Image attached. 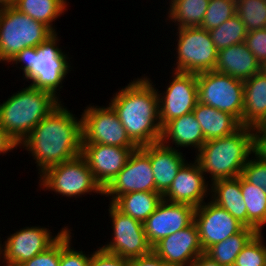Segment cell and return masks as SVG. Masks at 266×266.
<instances>
[{
    "label": "cell",
    "mask_w": 266,
    "mask_h": 266,
    "mask_svg": "<svg viewBox=\"0 0 266 266\" xmlns=\"http://www.w3.org/2000/svg\"><path fill=\"white\" fill-rule=\"evenodd\" d=\"M21 147L36 160L38 174L72 160L81 155L82 117L78 119L61 103L32 129Z\"/></svg>",
    "instance_id": "6da1fadb"
},
{
    "label": "cell",
    "mask_w": 266,
    "mask_h": 266,
    "mask_svg": "<svg viewBox=\"0 0 266 266\" xmlns=\"http://www.w3.org/2000/svg\"><path fill=\"white\" fill-rule=\"evenodd\" d=\"M147 77L133 79L113 94L109 102L137 147L154 144L161 139L158 89Z\"/></svg>",
    "instance_id": "7a4b0ae2"
},
{
    "label": "cell",
    "mask_w": 266,
    "mask_h": 266,
    "mask_svg": "<svg viewBox=\"0 0 266 266\" xmlns=\"http://www.w3.org/2000/svg\"><path fill=\"white\" fill-rule=\"evenodd\" d=\"M57 35L54 32L39 46L24 48L9 61V64H21L19 69L23 71L24 79L32 81L29 85L49 91L56 97L59 96L57 91L63 87V80L72 70L67 61L71 58L62 52Z\"/></svg>",
    "instance_id": "3957f363"
},
{
    "label": "cell",
    "mask_w": 266,
    "mask_h": 266,
    "mask_svg": "<svg viewBox=\"0 0 266 266\" xmlns=\"http://www.w3.org/2000/svg\"><path fill=\"white\" fill-rule=\"evenodd\" d=\"M250 155V156H249ZM253 155L252 128L241 126L233 134L206 141L195 160L211 182L237 178Z\"/></svg>",
    "instance_id": "277c9868"
},
{
    "label": "cell",
    "mask_w": 266,
    "mask_h": 266,
    "mask_svg": "<svg viewBox=\"0 0 266 266\" xmlns=\"http://www.w3.org/2000/svg\"><path fill=\"white\" fill-rule=\"evenodd\" d=\"M59 97L29 85L0 104V125L20 145L58 105Z\"/></svg>",
    "instance_id": "5b68a950"
},
{
    "label": "cell",
    "mask_w": 266,
    "mask_h": 266,
    "mask_svg": "<svg viewBox=\"0 0 266 266\" xmlns=\"http://www.w3.org/2000/svg\"><path fill=\"white\" fill-rule=\"evenodd\" d=\"M54 32L13 6L0 13V63L9 61L26 47H37Z\"/></svg>",
    "instance_id": "8992f818"
},
{
    "label": "cell",
    "mask_w": 266,
    "mask_h": 266,
    "mask_svg": "<svg viewBox=\"0 0 266 266\" xmlns=\"http://www.w3.org/2000/svg\"><path fill=\"white\" fill-rule=\"evenodd\" d=\"M38 178L40 188L51 190L62 197L79 198L92 192L99 195L104 193L81 155L47 168Z\"/></svg>",
    "instance_id": "52a82bcc"
},
{
    "label": "cell",
    "mask_w": 266,
    "mask_h": 266,
    "mask_svg": "<svg viewBox=\"0 0 266 266\" xmlns=\"http://www.w3.org/2000/svg\"><path fill=\"white\" fill-rule=\"evenodd\" d=\"M176 64L172 71L202 73L214 71L218 50L209 31L201 27L177 28Z\"/></svg>",
    "instance_id": "ba28073f"
},
{
    "label": "cell",
    "mask_w": 266,
    "mask_h": 266,
    "mask_svg": "<svg viewBox=\"0 0 266 266\" xmlns=\"http://www.w3.org/2000/svg\"><path fill=\"white\" fill-rule=\"evenodd\" d=\"M196 77L198 102L233 115L242 125L244 81L216 71Z\"/></svg>",
    "instance_id": "9c48e42d"
},
{
    "label": "cell",
    "mask_w": 266,
    "mask_h": 266,
    "mask_svg": "<svg viewBox=\"0 0 266 266\" xmlns=\"http://www.w3.org/2000/svg\"><path fill=\"white\" fill-rule=\"evenodd\" d=\"M82 144H103L123 148H138L128 137L113 108L89 105L83 110Z\"/></svg>",
    "instance_id": "30bf717a"
},
{
    "label": "cell",
    "mask_w": 266,
    "mask_h": 266,
    "mask_svg": "<svg viewBox=\"0 0 266 266\" xmlns=\"http://www.w3.org/2000/svg\"><path fill=\"white\" fill-rule=\"evenodd\" d=\"M69 226L62 227L57 235L52 236L51 230L46 227L32 226L21 228L8 236L0 248V260L4 266H20L37 254L46 251L52 246Z\"/></svg>",
    "instance_id": "8fae6325"
},
{
    "label": "cell",
    "mask_w": 266,
    "mask_h": 266,
    "mask_svg": "<svg viewBox=\"0 0 266 266\" xmlns=\"http://www.w3.org/2000/svg\"><path fill=\"white\" fill-rule=\"evenodd\" d=\"M109 205L108 213L114 236L101 248L126 259L149 254L152 246L147 241L143 223L121 213L111 203Z\"/></svg>",
    "instance_id": "7c38bea8"
},
{
    "label": "cell",
    "mask_w": 266,
    "mask_h": 266,
    "mask_svg": "<svg viewBox=\"0 0 266 266\" xmlns=\"http://www.w3.org/2000/svg\"><path fill=\"white\" fill-rule=\"evenodd\" d=\"M172 73L173 80L169 82L166 91L163 94L158 91L161 127L175 118L191 113L198 103L196 74Z\"/></svg>",
    "instance_id": "4fadbf2b"
},
{
    "label": "cell",
    "mask_w": 266,
    "mask_h": 266,
    "mask_svg": "<svg viewBox=\"0 0 266 266\" xmlns=\"http://www.w3.org/2000/svg\"><path fill=\"white\" fill-rule=\"evenodd\" d=\"M130 192H156L153 170L149 157L138 147L134 150L123 169L104 189L103 196L111 198Z\"/></svg>",
    "instance_id": "5bb4252c"
},
{
    "label": "cell",
    "mask_w": 266,
    "mask_h": 266,
    "mask_svg": "<svg viewBox=\"0 0 266 266\" xmlns=\"http://www.w3.org/2000/svg\"><path fill=\"white\" fill-rule=\"evenodd\" d=\"M194 222L198 228L199 241L204 252L245 227L228 211L211 200L195 208Z\"/></svg>",
    "instance_id": "9a60e30c"
},
{
    "label": "cell",
    "mask_w": 266,
    "mask_h": 266,
    "mask_svg": "<svg viewBox=\"0 0 266 266\" xmlns=\"http://www.w3.org/2000/svg\"><path fill=\"white\" fill-rule=\"evenodd\" d=\"M195 208L162 199L143 223L148 243L153 247L162 238L186 228L194 221Z\"/></svg>",
    "instance_id": "2e32d148"
},
{
    "label": "cell",
    "mask_w": 266,
    "mask_h": 266,
    "mask_svg": "<svg viewBox=\"0 0 266 266\" xmlns=\"http://www.w3.org/2000/svg\"><path fill=\"white\" fill-rule=\"evenodd\" d=\"M137 148L103 144H82L81 156L86 160L97 183L104 190L125 166Z\"/></svg>",
    "instance_id": "e0dca14e"
},
{
    "label": "cell",
    "mask_w": 266,
    "mask_h": 266,
    "mask_svg": "<svg viewBox=\"0 0 266 266\" xmlns=\"http://www.w3.org/2000/svg\"><path fill=\"white\" fill-rule=\"evenodd\" d=\"M193 161L190 164L187 161L180 168L169 189L162 195L163 199L194 208L205 202L204 198L210 195V184L206 182L207 177L199 163L195 159Z\"/></svg>",
    "instance_id": "ac0fdd59"
},
{
    "label": "cell",
    "mask_w": 266,
    "mask_h": 266,
    "mask_svg": "<svg viewBox=\"0 0 266 266\" xmlns=\"http://www.w3.org/2000/svg\"><path fill=\"white\" fill-rule=\"evenodd\" d=\"M152 251L170 266H191L204 253L194 221L186 228L162 238L152 247Z\"/></svg>",
    "instance_id": "d6986e66"
},
{
    "label": "cell",
    "mask_w": 266,
    "mask_h": 266,
    "mask_svg": "<svg viewBox=\"0 0 266 266\" xmlns=\"http://www.w3.org/2000/svg\"><path fill=\"white\" fill-rule=\"evenodd\" d=\"M150 159L156 192L163 195L172 184L180 168L187 162L183 153L161 142L139 147Z\"/></svg>",
    "instance_id": "ffe728a7"
},
{
    "label": "cell",
    "mask_w": 266,
    "mask_h": 266,
    "mask_svg": "<svg viewBox=\"0 0 266 266\" xmlns=\"http://www.w3.org/2000/svg\"><path fill=\"white\" fill-rule=\"evenodd\" d=\"M214 71L245 81L262 71V66L246 44L241 43L218 51Z\"/></svg>",
    "instance_id": "44dd1931"
},
{
    "label": "cell",
    "mask_w": 266,
    "mask_h": 266,
    "mask_svg": "<svg viewBox=\"0 0 266 266\" xmlns=\"http://www.w3.org/2000/svg\"><path fill=\"white\" fill-rule=\"evenodd\" d=\"M160 142L179 150V147H192L197 153L206 142L201 126L193 112L167 122L161 130ZM170 143L174 144L170 146ZM194 147V148H193Z\"/></svg>",
    "instance_id": "7402d4cb"
},
{
    "label": "cell",
    "mask_w": 266,
    "mask_h": 266,
    "mask_svg": "<svg viewBox=\"0 0 266 266\" xmlns=\"http://www.w3.org/2000/svg\"><path fill=\"white\" fill-rule=\"evenodd\" d=\"M266 121V74L260 71L244 81L242 126L253 128Z\"/></svg>",
    "instance_id": "603a6c76"
},
{
    "label": "cell",
    "mask_w": 266,
    "mask_h": 266,
    "mask_svg": "<svg viewBox=\"0 0 266 266\" xmlns=\"http://www.w3.org/2000/svg\"><path fill=\"white\" fill-rule=\"evenodd\" d=\"M210 187L209 200L228 211L247 227V208L241 192L240 176L216 180L210 184Z\"/></svg>",
    "instance_id": "cb8c5ba5"
},
{
    "label": "cell",
    "mask_w": 266,
    "mask_h": 266,
    "mask_svg": "<svg viewBox=\"0 0 266 266\" xmlns=\"http://www.w3.org/2000/svg\"><path fill=\"white\" fill-rule=\"evenodd\" d=\"M192 112L206 141L233 134L242 126L233 115L199 102Z\"/></svg>",
    "instance_id": "d4e9b609"
},
{
    "label": "cell",
    "mask_w": 266,
    "mask_h": 266,
    "mask_svg": "<svg viewBox=\"0 0 266 266\" xmlns=\"http://www.w3.org/2000/svg\"><path fill=\"white\" fill-rule=\"evenodd\" d=\"M162 199L159 192H130L117 197L111 204L121 213L144 223Z\"/></svg>",
    "instance_id": "484cf974"
},
{
    "label": "cell",
    "mask_w": 266,
    "mask_h": 266,
    "mask_svg": "<svg viewBox=\"0 0 266 266\" xmlns=\"http://www.w3.org/2000/svg\"><path fill=\"white\" fill-rule=\"evenodd\" d=\"M67 6V0H15L13 5L19 12L44 23L53 32H56L53 22L67 11Z\"/></svg>",
    "instance_id": "4316f807"
},
{
    "label": "cell",
    "mask_w": 266,
    "mask_h": 266,
    "mask_svg": "<svg viewBox=\"0 0 266 266\" xmlns=\"http://www.w3.org/2000/svg\"><path fill=\"white\" fill-rule=\"evenodd\" d=\"M209 2L210 0H169L166 19L177 28L200 27Z\"/></svg>",
    "instance_id": "83f0119b"
},
{
    "label": "cell",
    "mask_w": 266,
    "mask_h": 266,
    "mask_svg": "<svg viewBox=\"0 0 266 266\" xmlns=\"http://www.w3.org/2000/svg\"><path fill=\"white\" fill-rule=\"evenodd\" d=\"M241 192L247 208V227L257 233L266 225V192L240 175Z\"/></svg>",
    "instance_id": "f1b7e54d"
},
{
    "label": "cell",
    "mask_w": 266,
    "mask_h": 266,
    "mask_svg": "<svg viewBox=\"0 0 266 266\" xmlns=\"http://www.w3.org/2000/svg\"><path fill=\"white\" fill-rule=\"evenodd\" d=\"M256 233L254 229L244 227L240 232L209 247L204 253L222 266H233L237 255Z\"/></svg>",
    "instance_id": "f546056e"
},
{
    "label": "cell",
    "mask_w": 266,
    "mask_h": 266,
    "mask_svg": "<svg viewBox=\"0 0 266 266\" xmlns=\"http://www.w3.org/2000/svg\"><path fill=\"white\" fill-rule=\"evenodd\" d=\"M209 33L219 51L234 44L244 43L248 31L240 17L235 14L220 26L209 30Z\"/></svg>",
    "instance_id": "4dcf8cb0"
},
{
    "label": "cell",
    "mask_w": 266,
    "mask_h": 266,
    "mask_svg": "<svg viewBox=\"0 0 266 266\" xmlns=\"http://www.w3.org/2000/svg\"><path fill=\"white\" fill-rule=\"evenodd\" d=\"M236 14L247 31L266 28V0H236Z\"/></svg>",
    "instance_id": "1f68e13d"
},
{
    "label": "cell",
    "mask_w": 266,
    "mask_h": 266,
    "mask_svg": "<svg viewBox=\"0 0 266 266\" xmlns=\"http://www.w3.org/2000/svg\"><path fill=\"white\" fill-rule=\"evenodd\" d=\"M236 14V0H210L200 25L209 31L220 26Z\"/></svg>",
    "instance_id": "d6a6232c"
},
{
    "label": "cell",
    "mask_w": 266,
    "mask_h": 266,
    "mask_svg": "<svg viewBox=\"0 0 266 266\" xmlns=\"http://www.w3.org/2000/svg\"><path fill=\"white\" fill-rule=\"evenodd\" d=\"M263 233H256L237 255L233 266H266V243Z\"/></svg>",
    "instance_id": "836d02e7"
},
{
    "label": "cell",
    "mask_w": 266,
    "mask_h": 266,
    "mask_svg": "<svg viewBox=\"0 0 266 266\" xmlns=\"http://www.w3.org/2000/svg\"><path fill=\"white\" fill-rule=\"evenodd\" d=\"M70 231L72 230L68 228L60 237L59 266H88L91 255H86L82 250L77 251L74 249L71 245L72 235Z\"/></svg>",
    "instance_id": "e575fe53"
},
{
    "label": "cell",
    "mask_w": 266,
    "mask_h": 266,
    "mask_svg": "<svg viewBox=\"0 0 266 266\" xmlns=\"http://www.w3.org/2000/svg\"><path fill=\"white\" fill-rule=\"evenodd\" d=\"M241 176L250 184L263 188L266 192V163L256 156L252 155V158H249Z\"/></svg>",
    "instance_id": "d590c367"
},
{
    "label": "cell",
    "mask_w": 266,
    "mask_h": 266,
    "mask_svg": "<svg viewBox=\"0 0 266 266\" xmlns=\"http://www.w3.org/2000/svg\"><path fill=\"white\" fill-rule=\"evenodd\" d=\"M244 43L263 67L266 64V28L248 31Z\"/></svg>",
    "instance_id": "8d00e7d4"
},
{
    "label": "cell",
    "mask_w": 266,
    "mask_h": 266,
    "mask_svg": "<svg viewBox=\"0 0 266 266\" xmlns=\"http://www.w3.org/2000/svg\"><path fill=\"white\" fill-rule=\"evenodd\" d=\"M60 265V238L46 251L37 254L20 266H59Z\"/></svg>",
    "instance_id": "74e56055"
},
{
    "label": "cell",
    "mask_w": 266,
    "mask_h": 266,
    "mask_svg": "<svg viewBox=\"0 0 266 266\" xmlns=\"http://www.w3.org/2000/svg\"><path fill=\"white\" fill-rule=\"evenodd\" d=\"M88 266H128V259L109 253L98 247L90 256Z\"/></svg>",
    "instance_id": "f35d334b"
},
{
    "label": "cell",
    "mask_w": 266,
    "mask_h": 266,
    "mask_svg": "<svg viewBox=\"0 0 266 266\" xmlns=\"http://www.w3.org/2000/svg\"><path fill=\"white\" fill-rule=\"evenodd\" d=\"M253 155L266 163V127L261 124L252 128Z\"/></svg>",
    "instance_id": "ab89813d"
},
{
    "label": "cell",
    "mask_w": 266,
    "mask_h": 266,
    "mask_svg": "<svg viewBox=\"0 0 266 266\" xmlns=\"http://www.w3.org/2000/svg\"><path fill=\"white\" fill-rule=\"evenodd\" d=\"M128 266H170L153 251L149 254L128 259Z\"/></svg>",
    "instance_id": "60d3db41"
},
{
    "label": "cell",
    "mask_w": 266,
    "mask_h": 266,
    "mask_svg": "<svg viewBox=\"0 0 266 266\" xmlns=\"http://www.w3.org/2000/svg\"><path fill=\"white\" fill-rule=\"evenodd\" d=\"M17 147H19V145L0 125V155L7 154L17 149Z\"/></svg>",
    "instance_id": "b9f144b4"
},
{
    "label": "cell",
    "mask_w": 266,
    "mask_h": 266,
    "mask_svg": "<svg viewBox=\"0 0 266 266\" xmlns=\"http://www.w3.org/2000/svg\"><path fill=\"white\" fill-rule=\"evenodd\" d=\"M191 266H222L215 260L211 259L205 253L200 254L192 263Z\"/></svg>",
    "instance_id": "7bdbcfd3"
},
{
    "label": "cell",
    "mask_w": 266,
    "mask_h": 266,
    "mask_svg": "<svg viewBox=\"0 0 266 266\" xmlns=\"http://www.w3.org/2000/svg\"><path fill=\"white\" fill-rule=\"evenodd\" d=\"M15 3V0H0V5L2 7H9V6H13Z\"/></svg>",
    "instance_id": "ee69618b"
},
{
    "label": "cell",
    "mask_w": 266,
    "mask_h": 266,
    "mask_svg": "<svg viewBox=\"0 0 266 266\" xmlns=\"http://www.w3.org/2000/svg\"><path fill=\"white\" fill-rule=\"evenodd\" d=\"M262 71L266 74V64L262 67Z\"/></svg>",
    "instance_id": "f6af8a7d"
}]
</instances>
